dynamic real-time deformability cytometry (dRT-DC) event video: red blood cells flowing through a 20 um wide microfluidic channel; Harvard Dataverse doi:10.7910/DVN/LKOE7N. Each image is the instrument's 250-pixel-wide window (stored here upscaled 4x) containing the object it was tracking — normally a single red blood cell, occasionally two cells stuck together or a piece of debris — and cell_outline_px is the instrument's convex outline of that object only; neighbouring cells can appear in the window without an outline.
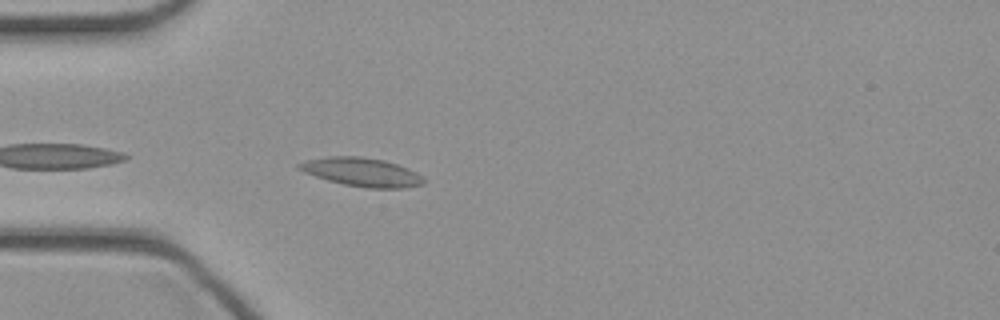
{"species": "common noctule bat (a hibernating species)", "species_latin": "Nyctalus noctula", "temperature_condition": "cold", "stored_images_in_passage": 5, "camera_frame_rate_fps": 3000, "um_per_image_px": 0.085, "animal": {"sex": "female", "body_mass_g": 21.9}, "frame": {"image": 1, "passage_image": 1, "time_ms": 0.0, "image_size_px": [1000, 320], "cell_outline_px": [[424, 184], [404, 188], [368, 188], [344, 184], [328, 180], [304, 172], [296, 168], [296, 164], [304, 160], [328, 156], [360, 156], [384, 160], [408, 168], [416, 172], [424, 180]], "centroid_in_image_um": [30.71, 14.62], "position_along_channel_um": 54.3, "area_um2": 20.75}}